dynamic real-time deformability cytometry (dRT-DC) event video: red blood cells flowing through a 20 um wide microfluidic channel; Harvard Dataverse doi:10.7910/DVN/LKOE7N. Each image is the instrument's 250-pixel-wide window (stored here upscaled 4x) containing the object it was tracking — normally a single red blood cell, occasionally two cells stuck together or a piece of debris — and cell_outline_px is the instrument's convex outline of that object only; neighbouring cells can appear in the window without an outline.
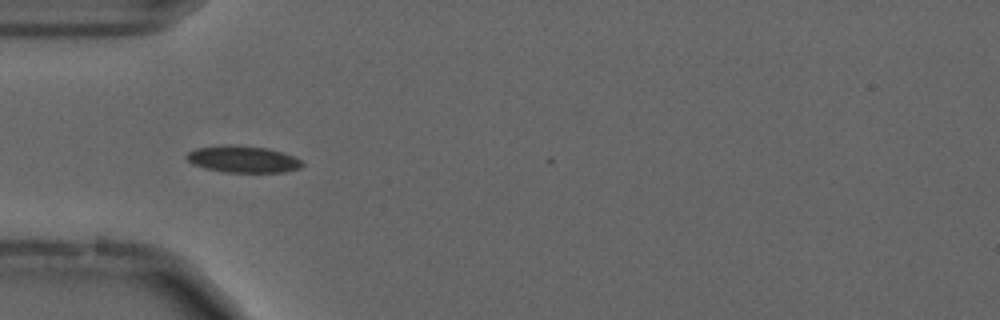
{"species": "common noctule bat (a hibernating species)", "species_latin": "Nyctalus noctula", "temperature_condition": "cold", "stored_images_in_passage": 5, "camera_frame_rate_fps": 3000, "um_per_image_px": 0.085, "animal": {"sex": "male", "forearm_length_mm": 52.5}, "frame": {"image": 1, "passage_image": 2, "time_ms": 0.333, "image_size_px": [1000, 320], "cell_outline_px": [[304, 164], [300, 168], [284, 172], [224, 172], [204, 168], [192, 164], [184, 156], [188, 152], [196, 148], [224, 144], [228, 144], [268, 148], [304, 160]], "centroid_in_image_um": [20.63, 13.53], "position_along_channel_um": 64.4, "area_um2": 18.15}}